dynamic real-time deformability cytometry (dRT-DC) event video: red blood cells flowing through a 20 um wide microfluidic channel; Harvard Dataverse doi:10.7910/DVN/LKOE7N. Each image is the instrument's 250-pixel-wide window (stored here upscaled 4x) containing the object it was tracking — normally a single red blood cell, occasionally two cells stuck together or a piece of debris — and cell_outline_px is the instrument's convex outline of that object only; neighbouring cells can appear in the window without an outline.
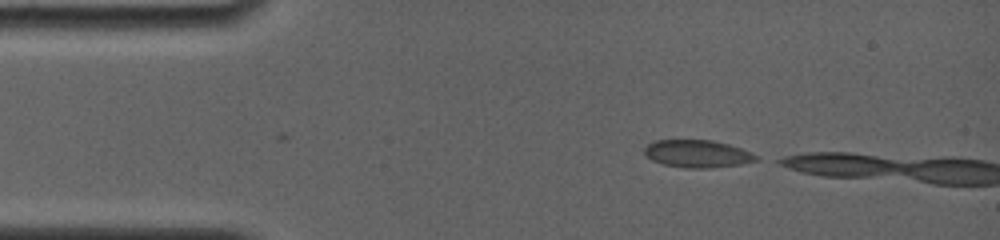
{"species": "common noctule bat (a hibernating species)", "species_latin": "Nyctalus noctula", "temperature_condition": "room temperature", "stored_images_in_passage": 4, "camera_frame_rate_fps": 4000, "um_per_image_px": 0.085, "animal": {"sex": "female", "body_mass_g": 19.0, "forearm_length_mm": 56.7}, "frame": {"image": 1, "passage_image": 1, "time_ms": 0.0, "image_size_px": [1000, 240], "cell_outline_px": [[760, 160], [740, 164], [712, 168], [684, 168], [664, 164], [652, 160], [644, 156], [644, 148], [648, 144], [656, 140], [712, 140], [728, 144], [752, 152], [760, 156]], "centroid_in_image_um": [59.3, 13.07], "position_along_channel_um": 25.7, "area_um2": 18.09}}